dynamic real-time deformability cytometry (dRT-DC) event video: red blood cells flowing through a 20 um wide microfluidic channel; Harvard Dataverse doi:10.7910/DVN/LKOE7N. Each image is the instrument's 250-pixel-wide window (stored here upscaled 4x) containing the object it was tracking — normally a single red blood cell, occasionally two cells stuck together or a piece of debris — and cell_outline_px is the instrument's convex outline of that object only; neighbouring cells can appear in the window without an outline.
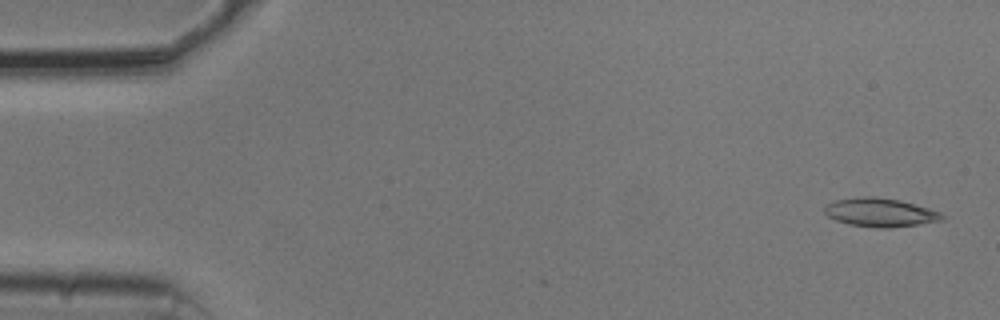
{"species": "common noctule bat (a hibernating species)", "species_latin": "Nyctalus noctula", "temperature_condition": "cold", "stored_images_in_passage": 53, "camera_frame_rate_fps": 3000, "um_per_image_px": 0.085, "animal": {"sex": "male", "body_mass_g": 20.5, "forearm_length_mm": 52.5}, "frame": {"image": 1, "passage_image": 2, "time_ms": 0.333, "image_size_px": [1000, 320], "cell_outline_px": [[944, 220], [888, 228], [880, 228], [848, 224], [836, 220], [828, 216], [824, 212], [824, 208], [828, 204], [836, 200], [864, 196], [872, 196], [900, 200], [928, 208], [940, 212], [944, 216]], "centroid_in_image_um": [74.81, 18.05], "position_along_channel_um": 10.2, "area_um2": 19.36}}
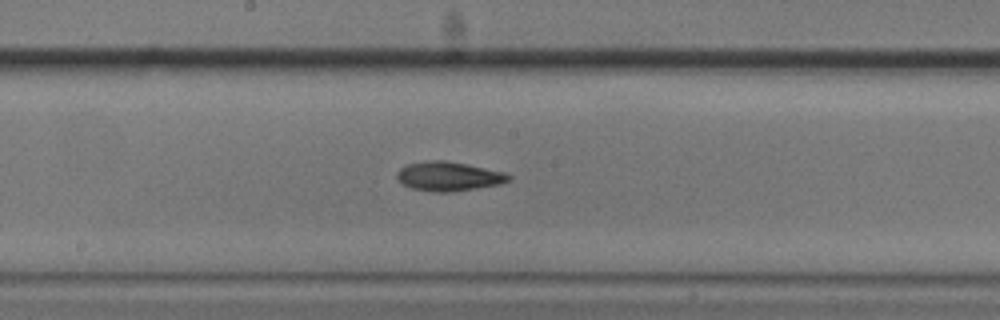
{"frame": {"image": 2, "passage_image": 28, "time_ms": 9.0, "image_size_px": [1000, 320], "cell_outline_px": [[512, 180], [500, 184], [452, 192], [432, 192], [412, 188], [404, 184], [396, 176], [396, 172], [400, 168], [408, 164], [428, 160], [444, 160], [468, 164], [504, 172], [512, 176]], "centroid_in_image_um": [38.16, 14.98], "position_along_channel_um": 210.0, "area_um2": 19.07}}
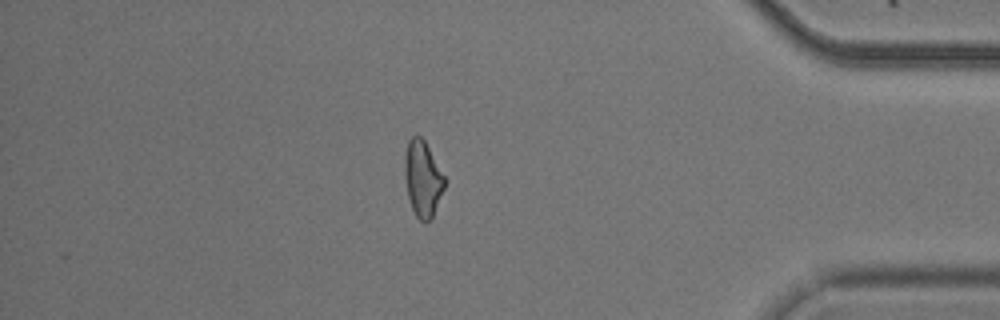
{"frame": {"image": 3, "passage_image": 46, "time_ms": 15.0, "image_size_px": [1000, 320], "cell_outline_px": [[444, 188], [432, 216], [424, 224], [416, 216], [412, 208], [408, 196], [404, 176], [404, 156], [408, 140], [412, 136], [420, 136], [424, 140], [444, 176]], "centroid_in_image_um": [35.89, 15.18], "position_along_channel_um": 399.3, "area_um2": 17.34}, "authors_computed_cell_mechanics": {"area_um2": 18.4382, "velocity_mm_per_s": 3.7411, "shape_relaxation_time_tau1_ms": 3.7988, "shape_relaxation_time_tau2_ms": 6.9353, "deformation_change_tau1": 0.1264, "deformation_change_tau2": 0.1633}}